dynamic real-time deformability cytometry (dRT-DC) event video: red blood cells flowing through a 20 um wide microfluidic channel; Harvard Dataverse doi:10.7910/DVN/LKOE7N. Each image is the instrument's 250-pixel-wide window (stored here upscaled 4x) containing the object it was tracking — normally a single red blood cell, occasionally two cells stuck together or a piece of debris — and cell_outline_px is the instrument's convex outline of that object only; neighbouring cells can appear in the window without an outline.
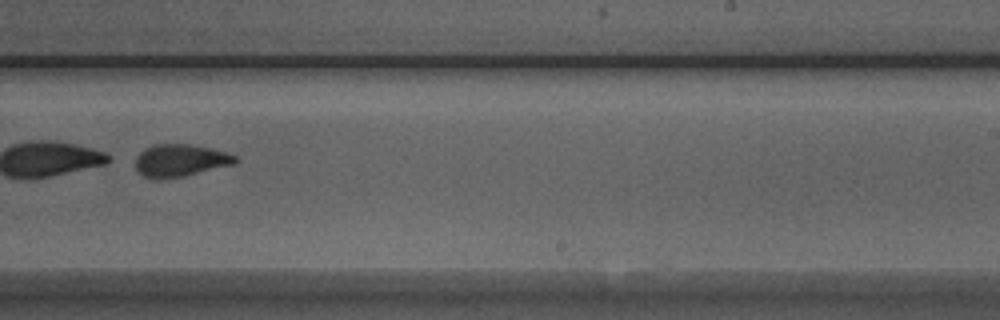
{"species": "Egyptian fruit bat (a non-hibernating species)", "species_latin": "Rousettus aegyptiacus", "temperature_condition": "room temperature", "stored_images_in_passage": 45, "segment_of_instrument_passage": [2, 2], "camera_frame_rate_fps": 3000, "um_per_image_px": 0.085, "animal": {"sex": "male"}, "frame": {"image": 1, "passage_image": 25, "time_ms": 8.0, "image_size_px": [1000, 320], "cell_outline_px": [[240, 160], [236, 164], [184, 176], [152, 180], [144, 176], [136, 168], [136, 156], [144, 148], [152, 144], [188, 144], [212, 148], [228, 152], [236, 156]], "centroid_in_image_um": [15.35, 13.63], "position_along_channel_um": 273.6, "area_um2": 19.13}}